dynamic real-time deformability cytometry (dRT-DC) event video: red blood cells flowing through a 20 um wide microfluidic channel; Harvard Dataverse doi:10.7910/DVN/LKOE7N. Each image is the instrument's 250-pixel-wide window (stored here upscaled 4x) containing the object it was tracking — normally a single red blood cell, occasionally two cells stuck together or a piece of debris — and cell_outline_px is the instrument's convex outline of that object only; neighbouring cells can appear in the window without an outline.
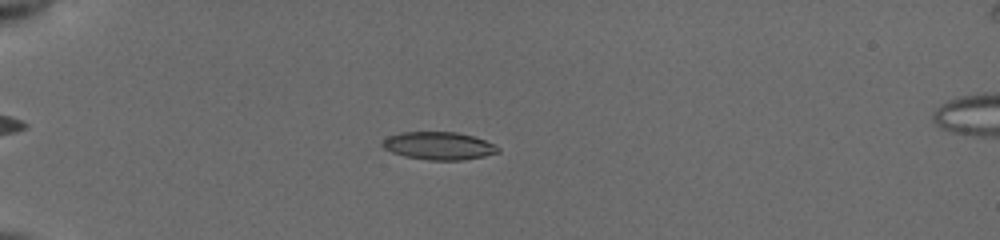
{"species": "common noctule bat (a hibernating species)", "species_latin": "Nyctalus noctula", "temperature_condition": "cold", "stored_images_in_passage": 49, "camera_frame_rate_fps": 3000, "um_per_image_px": 0.085, "animal": {"sex": "female", "body_mass_g": 19.5, "forearm_length_mm": 54.1}, "frame": {"image": 1, "passage_image": 11, "time_ms": 3.333, "image_size_px": [1000, 240], "cell_outline_px": [[500, 152], [484, 156], [460, 160], [428, 160], [404, 156], [392, 152], [384, 148], [380, 144], [388, 136], [400, 132], [456, 132], [472, 136], [484, 140], [500, 148]], "centroid_in_image_um": [37.27, 12.39], "position_along_channel_um": 47.7, "area_um2": 18.61}}
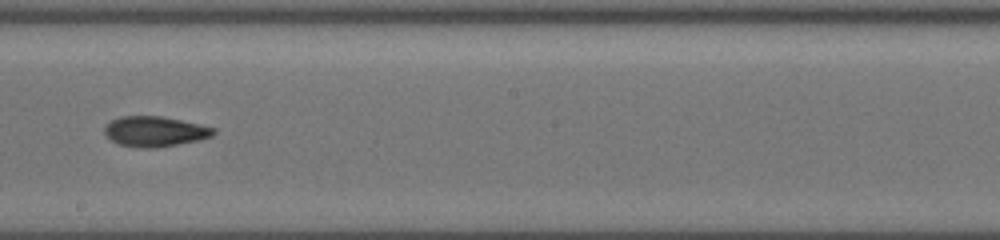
{"frame": {"image": 2, "passage_image": 28, "time_ms": 9.0, "image_size_px": [1000, 240], "cell_outline_px": [[216, 132], [212, 136], [200, 140], [156, 148], [140, 148], [116, 144], [104, 132], [104, 128], [112, 120], [120, 116], [160, 116], [180, 120], [216, 128]], "centroid_in_image_um": [13.17, 11.18], "position_along_channel_um": 235.0, "area_um2": 19.19}}
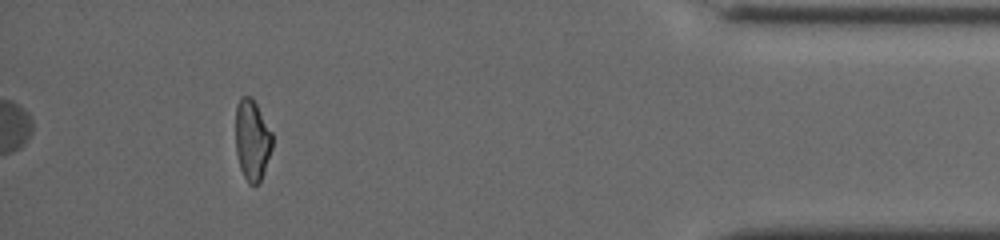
{"frame": {"image": 3, "passage_image": 45, "time_ms": 14.667, "image_size_px": [1000, 240], "cell_outline_px": [[272, 148], [260, 184], [248, 184], [240, 168], [236, 152], [236, 104], [240, 96], [252, 96], [272, 132]], "centroid_in_image_um": [21.43, 11.89], "position_along_channel_um": 413.8, "area_um2": 17.46}, "authors_computed_cell_mechanics": {"area_um2": 18.2648, "velocity_mm_per_s": 3.9404, "shape_relaxation_time_tau1_ms": 3.0023, "shape_relaxation_time_tau2_ms": 4.3177, "deformation_change_tau1": 0.1415, "deformation_change_tau2": 0.1232}}